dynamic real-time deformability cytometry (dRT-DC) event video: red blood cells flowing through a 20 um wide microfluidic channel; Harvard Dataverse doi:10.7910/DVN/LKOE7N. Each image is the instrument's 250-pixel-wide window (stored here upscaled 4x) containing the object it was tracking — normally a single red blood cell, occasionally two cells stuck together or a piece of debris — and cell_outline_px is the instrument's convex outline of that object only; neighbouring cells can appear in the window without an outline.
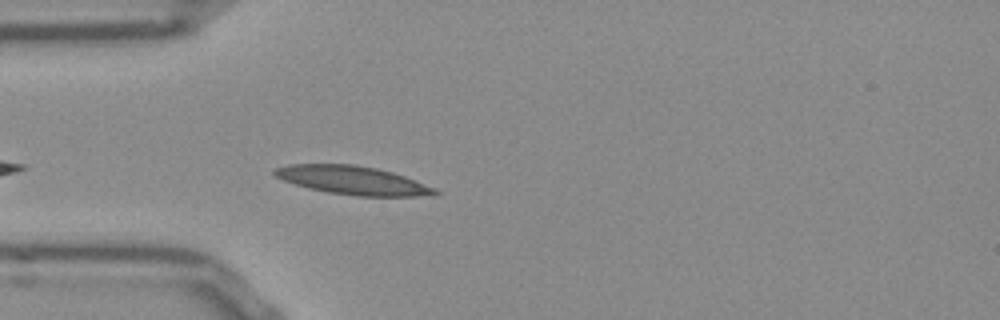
{"species": "Egyptian fruit bat (a non-hibernating species)", "species_latin": "Rousettus aegyptiacus", "temperature_condition": "room temperature", "stored_images_in_passage": 13, "camera_frame_rate_fps": 3000, "um_per_image_px": 0.085, "frame": {"image": 1, "passage_image": 3, "time_ms": 0.667, "image_size_px": [1000, 320], "cell_outline_px": [[440, 192], [436, 196], [356, 196], [328, 192], [308, 188], [284, 180], [276, 176], [272, 172], [276, 168], [288, 164], [356, 164], [376, 168], [392, 172], [404, 176], [436, 188]], "centroid_in_image_um": [30.03, 15.33], "position_along_channel_um": 55.0, "area_um2": 26.65}}
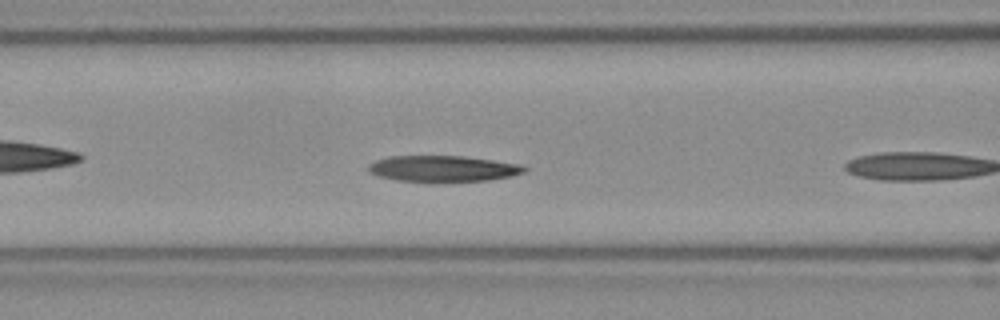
{"frame": {"image": 2, "passage_image": 6, "time_ms": 1.667, "image_size_px": [1000, 320], "cell_outline_px": [[528, 168], [524, 172], [512, 176], [488, 180], [396, 180], [380, 176], [368, 172], [368, 164], [376, 160], [388, 156], [464, 156], [520, 164]], "centroid_in_image_um": [37.65, 14.3], "position_along_channel_um": 129.0, "area_um2": 23.12}}